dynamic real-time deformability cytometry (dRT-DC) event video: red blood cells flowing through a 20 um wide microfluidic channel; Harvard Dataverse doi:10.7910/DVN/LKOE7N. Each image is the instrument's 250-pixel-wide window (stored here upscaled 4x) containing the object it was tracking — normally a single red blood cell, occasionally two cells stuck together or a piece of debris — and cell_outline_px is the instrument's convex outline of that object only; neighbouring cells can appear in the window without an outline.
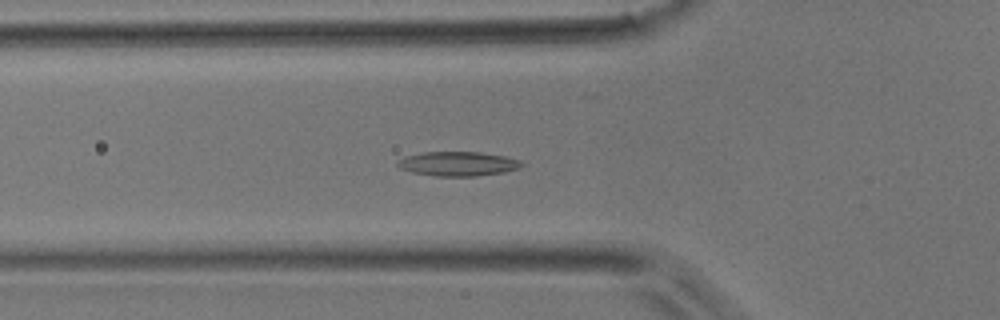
{"species": "common noctule bat (a hibernating species)", "species_latin": "Nyctalus noctula", "temperature_condition": "room temperature", "stored_images_in_passage": 46, "camera_frame_rate_fps": 3000, "um_per_image_px": 0.085, "animal": {"sex": "male", "body_mass_g": 17.9}, "frame": {"image": 1, "passage_image": 15, "time_ms": 4.667, "image_size_px": [1000, 320], "cell_outline_px": [[524, 164], [520, 168], [504, 172], [476, 176], [436, 176], [412, 172], [400, 168], [396, 164], [396, 160], [404, 156], [424, 152], [480, 152], [504, 156], [520, 160]], "centroid_in_image_um": [38.91, 13.92], "position_along_channel_um": 86.9, "area_um2": 17.69}}
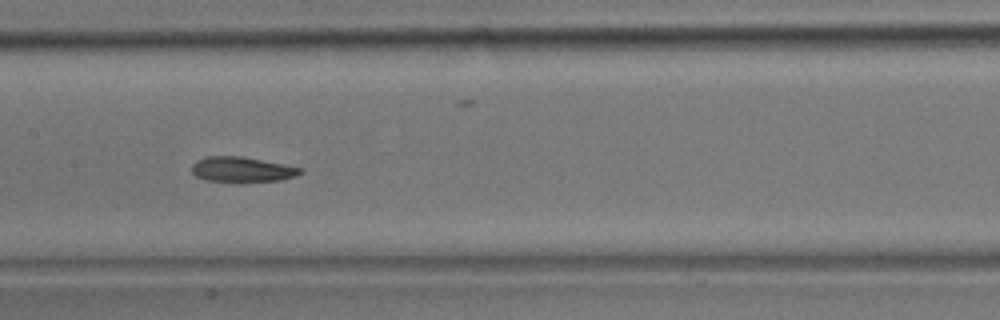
{"frame": {"image": 2, "passage_image": 22, "time_ms": 7.0, "image_size_px": [1000, 320], "cell_outline_px": [[304, 172], [296, 176], [280, 180], [208, 180], [196, 176], [192, 172], [192, 164], [196, 160], [208, 156], [240, 156], [284, 164], [304, 168]], "centroid_in_image_um": [20.6, 14.37], "position_along_channel_um": 186.8, "area_um2": 15.43}}
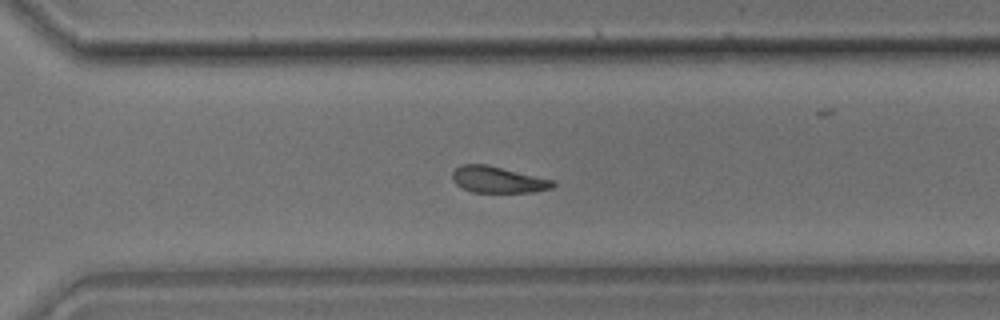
{"frame": {"image": 3, "passage_image": 32, "time_ms": 10.333, "image_size_px": [1000, 320], "cell_outline_px": [[556, 184], [552, 188], [532, 192], [472, 192], [456, 184], [452, 180], [452, 172], [456, 168], [464, 164], [488, 164], [556, 180]], "centroid_in_image_um": [42.36, 15.26], "position_along_channel_um": 328.2, "area_um2": 15.61}}